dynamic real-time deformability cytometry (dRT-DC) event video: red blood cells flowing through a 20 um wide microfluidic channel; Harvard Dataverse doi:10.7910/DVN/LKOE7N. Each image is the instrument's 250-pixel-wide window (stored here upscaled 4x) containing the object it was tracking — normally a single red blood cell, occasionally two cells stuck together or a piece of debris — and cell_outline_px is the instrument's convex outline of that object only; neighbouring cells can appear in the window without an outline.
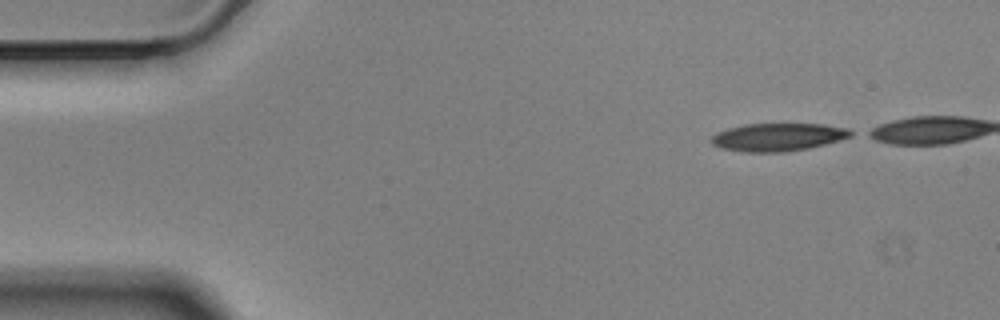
{"species": "Egyptian fruit bat (a non-hibernating species)", "species_latin": "Rousettus aegyptiacus", "temperature_condition": "cold", "stored_images_in_passage": 44, "camera_frame_rate_fps": 3000, "um_per_image_px": 0.085, "animal": {"sex": "male"}, "frame": {"image": 1, "passage_image": 1, "time_ms": 0.0, "image_size_px": [1000, 320], "cell_outline_px": [[856, 132], [852, 136], [840, 140], [808, 148], [784, 152], [744, 152], [720, 148], [712, 144], [708, 140], [716, 132], [728, 128], [744, 124], [820, 124], [848, 128]], "centroid_in_image_um": [66.11, 11.65], "position_along_channel_um": 18.9, "area_um2": 22.83}}
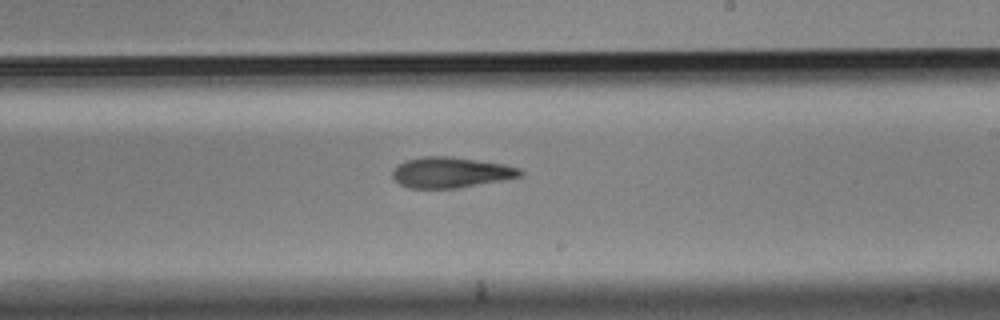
{"frame": {"image": 2, "passage_image": 28, "time_ms": 9.0, "image_size_px": [1000, 320], "cell_outline_px": [[524, 176], [504, 180], [456, 188], [408, 188], [400, 184], [392, 176], [392, 172], [400, 164], [408, 160], [424, 156], [452, 156], [504, 164], [520, 168], [524, 172]], "centroid_in_image_um": [38.38, 14.66], "position_along_channel_um": 250.6, "area_um2": 22.77}}
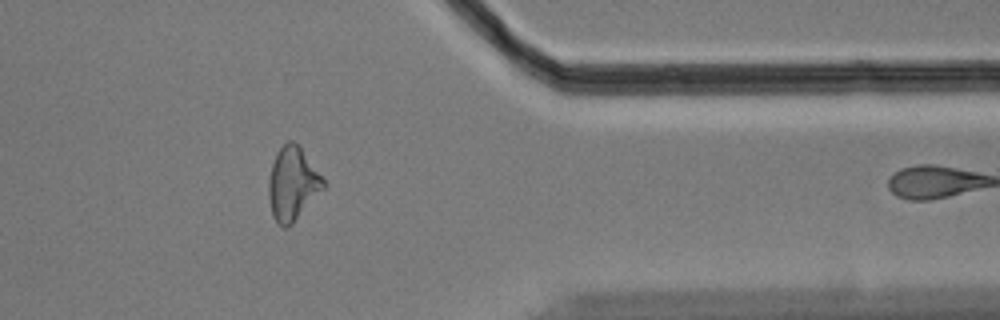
{"frame": {"image": 3, "passage_image": 41, "time_ms": 13.333, "image_size_px": [1000, 320], "cell_outline_px": [[324, 188], [292, 224], [284, 228], [272, 216], [268, 196], [268, 180], [272, 164], [276, 152], [288, 140], [292, 140], [300, 144], [324, 180]], "centroid_in_image_um": [24.85, 15.58], "position_along_channel_um": 386.5, "area_um2": 23.35}, "authors_computed_cell_mechanics": {"area_um2": 23.4379, "velocity_mm_per_s": 3.5044, "shape_relaxation_time_tau1_ms": 3.9685, "shape_relaxation_time_tau2_ms": 9.9444, "deformation_change_tau1": 0.1616, "deformation_change_tau2": 0.2403}}